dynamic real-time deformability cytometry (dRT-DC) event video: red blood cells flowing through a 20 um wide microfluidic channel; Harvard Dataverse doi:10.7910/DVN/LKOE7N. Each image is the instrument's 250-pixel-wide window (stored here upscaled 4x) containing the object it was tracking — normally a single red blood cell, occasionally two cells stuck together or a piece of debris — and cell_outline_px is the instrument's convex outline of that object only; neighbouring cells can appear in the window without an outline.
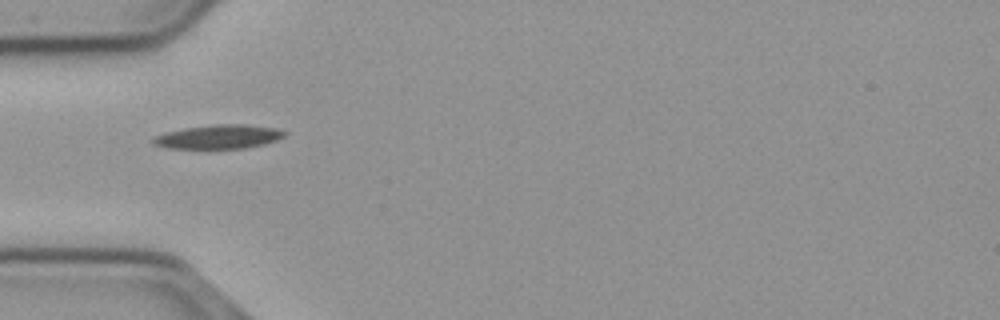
{"species": "common noctule bat (a hibernating species)", "species_latin": "Nyctalus noctula", "temperature_condition": "cold", "stored_images_in_passage": 39, "camera_frame_rate_fps": 3000, "um_per_image_px": 0.085, "animal": {"sex": "male", "body_mass_g": 23.1, "forearm_length_mm": 52.7}, "frame": {"image": 1, "passage_image": 1, "time_ms": 0.0, "image_size_px": [1000, 320], "cell_outline_px": [[284, 136], [276, 140], [244, 148], [164, 148], [152, 144], [152, 140], [156, 136], [164, 132], [184, 128], [216, 124], [244, 124], [276, 128], [284, 132]], "centroid_in_image_um": [18.52, 11.62], "position_along_channel_um": 66.5, "area_um2": 18.09}}
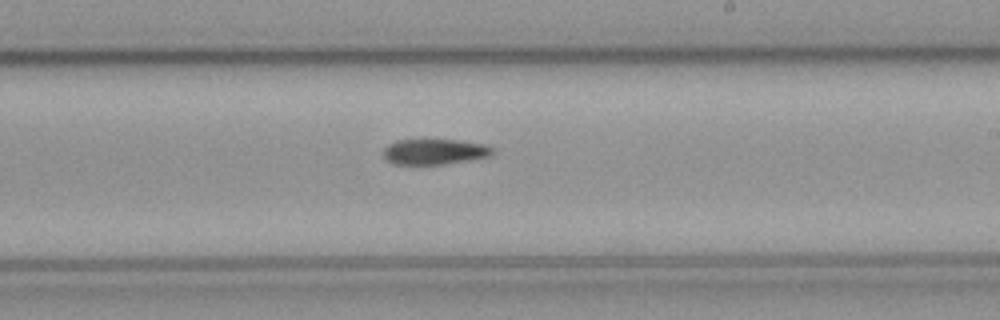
{"frame": {"image": 2, "passage_image": 16, "time_ms": 5.0, "image_size_px": [1000, 320], "cell_outline_px": [[492, 152], [488, 156], [468, 160], [444, 164], [392, 164], [384, 160], [384, 148], [388, 144], [396, 140], [420, 136], [424, 136], [460, 140], [484, 144], [492, 148]], "centroid_in_image_um": [36.83, 12.83], "position_along_channel_um": 252.2, "area_um2": 17.11}}
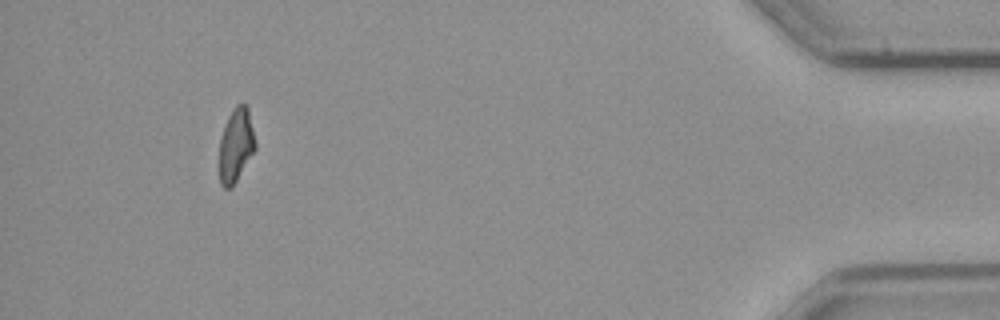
{"frame": {"image": 3, "passage_image": 35, "time_ms": 11.333, "image_size_px": [1000, 320], "cell_outline_px": [[256, 148], [232, 188], [224, 188], [220, 184], [220, 140], [228, 116], [232, 108], [236, 104], [244, 104], [248, 108], [256, 140]], "centroid_in_image_um": [20.07, 12.34], "position_along_channel_um": 415.1, "area_um2": 15.43}, "authors_computed_cell_mechanics": {"area_um2": 17.051, "velocity_mm_per_s": 3.6952, "shape_relaxation_time_tau1_ms": 9.16, "shape_relaxation_time_tau2_ms": null, "deformation_change_tau1": 0.2004, "deformation_change_tau2": null}}